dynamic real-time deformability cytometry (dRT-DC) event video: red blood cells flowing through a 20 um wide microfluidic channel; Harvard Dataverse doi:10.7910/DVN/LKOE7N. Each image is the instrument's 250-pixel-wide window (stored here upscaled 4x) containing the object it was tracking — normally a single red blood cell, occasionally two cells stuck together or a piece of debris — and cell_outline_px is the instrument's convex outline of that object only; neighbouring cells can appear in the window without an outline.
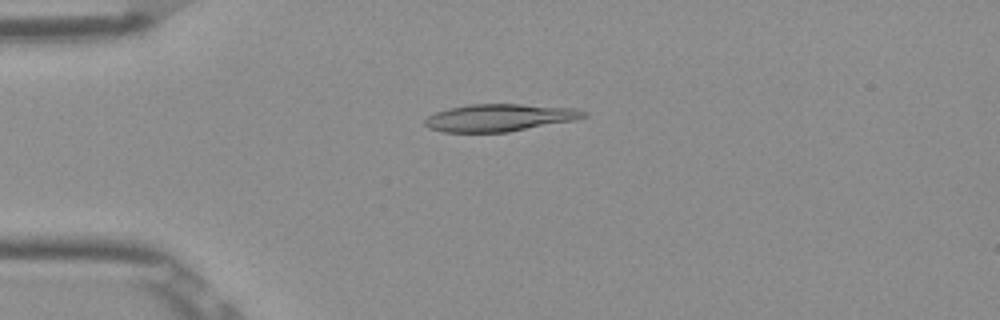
{"species": "Egyptian fruit bat (a non-hibernating species)", "species_latin": "Rousettus aegyptiacus", "temperature_condition": "room temperature", "stored_images_in_passage": 52, "camera_frame_rate_fps": 3000, "um_per_image_px": 0.085, "frame": {"image": 1, "passage_image": 13, "time_ms": 4.0, "image_size_px": [1000, 320], "cell_outline_px": [[588, 116], [576, 120], [508, 132], [444, 132], [428, 128], [424, 124], [424, 120], [428, 116], [436, 112], [448, 108], [472, 104], [520, 104], [576, 108], [588, 112]], "centroid_in_image_um": [42.49, 10.0], "position_along_channel_um": 42.5, "area_um2": 25.43}}
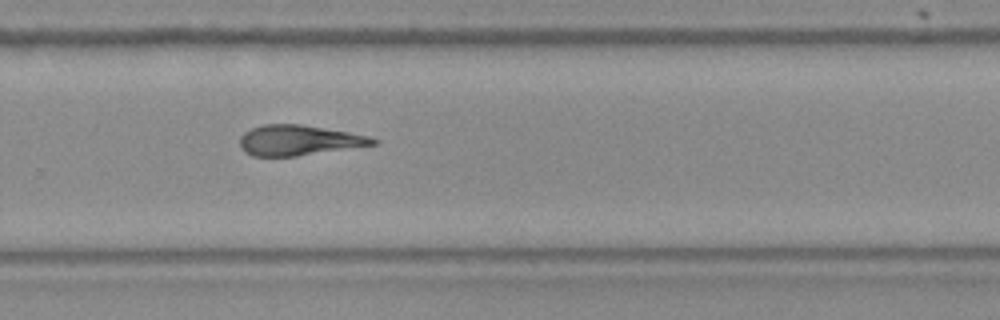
{"frame": {"image": 2, "passage_image": 35, "time_ms": 11.333, "image_size_px": [1000, 320], "cell_outline_px": [[380, 140], [376, 144], [296, 156], [252, 156], [244, 152], [240, 148], [240, 136], [244, 132], [252, 128], [264, 124], [300, 124], [372, 136]], "centroid_in_image_um": [25.39, 11.92], "position_along_channel_um": 304.4, "area_um2": 23.47}}
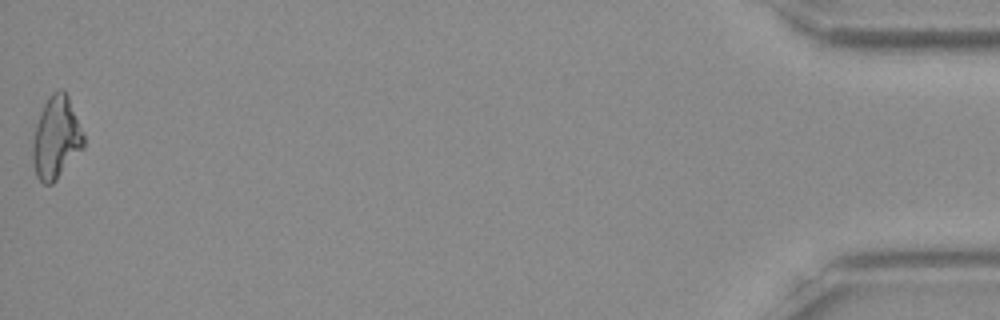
{"frame": {"image": 3, "passage_image": 52, "time_ms": 17.0, "image_size_px": [1000, 320], "cell_outline_px": [[84, 148], [56, 180], [52, 184], [44, 184], [36, 176], [32, 164], [32, 140], [36, 124], [40, 112], [48, 96], [52, 92], [60, 88], [68, 96], [84, 136]], "centroid_in_image_um": [4.75, 11.73], "position_along_channel_um": 430.4, "area_um2": 24.51}, "authors_computed_cell_mechanics": {"area_um2": 24.3338, "velocity_mm_per_s": 3.8965, "shape_relaxation_time_tau1_ms": null, "shape_relaxation_time_tau2_ms": 5.2971, "deformation_change_tau1": null, "deformation_change_tau2": 0.1409}}